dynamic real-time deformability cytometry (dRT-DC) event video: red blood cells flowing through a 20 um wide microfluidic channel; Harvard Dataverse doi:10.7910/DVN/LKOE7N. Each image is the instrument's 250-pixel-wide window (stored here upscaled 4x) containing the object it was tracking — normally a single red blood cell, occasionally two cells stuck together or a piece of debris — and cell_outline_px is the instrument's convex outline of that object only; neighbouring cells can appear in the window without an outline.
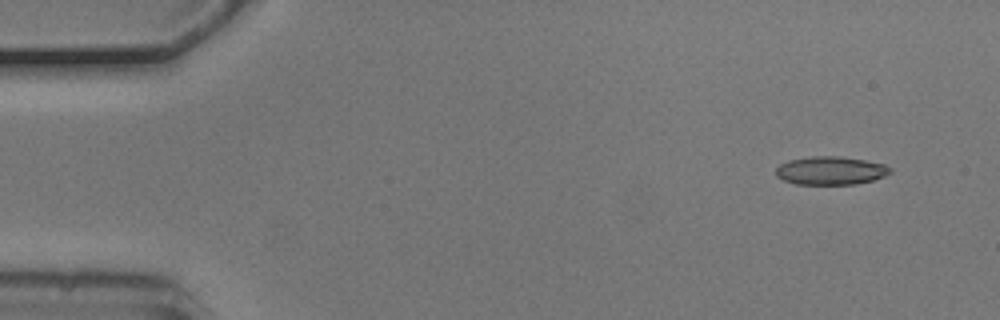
{"species": "common noctule bat (a hibernating species)", "species_latin": "Nyctalus noctula", "temperature_condition": "cold", "stored_images_in_passage": 3, "camera_frame_rate_fps": 3000, "um_per_image_px": 0.085, "animal": {"sex": "male", "body_mass_g": 20.5, "forearm_length_mm": 52.5}, "frame": {"image": 1, "passage_image": 1, "time_ms": 0.0, "image_size_px": [1000, 320], "cell_outline_px": [[892, 172], [884, 176], [872, 180], [856, 184], [796, 184], [784, 180], [776, 176], [776, 168], [780, 164], [788, 160], [812, 156], [840, 156], [864, 160], [884, 164], [892, 168]], "centroid_in_image_um": [70.61, 14.5], "position_along_channel_um": 14.4, "area_um2": 18.84}}